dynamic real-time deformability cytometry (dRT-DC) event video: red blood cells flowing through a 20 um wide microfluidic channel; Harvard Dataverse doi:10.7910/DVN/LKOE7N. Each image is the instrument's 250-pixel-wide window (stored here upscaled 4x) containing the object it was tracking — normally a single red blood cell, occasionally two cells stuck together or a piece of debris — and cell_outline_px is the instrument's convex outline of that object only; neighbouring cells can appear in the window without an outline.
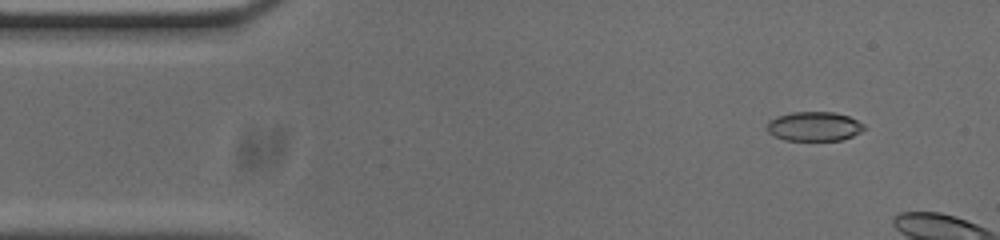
{"species": "common noctule bat (a hibernating species)", "species_latin": "Nyctalus noctula", "temperature_condition": "cold", "stored_images_in_passage": 10, "camera_frame_rate_fps": 3000, "um_per_image_px": 0.085, "animal": {"sex": "male", "body_mass_g": 20.0, "forearm_length_mm": 53.3}, "frame": {"image": 1, "passage_image": 5, "time_ms": 1.333, "image_size_px": [1000, 240], "cell_outline_px": [[864, 128], [860, 132], [852, 136], [840, 140], [784, 140], [768, 132], [764, 128], [768, 120], [776, 116], [792, 112], [836, 112], [848, 116], [864, 124]], "centroid_in_image_um": [69.15, 10.73], "position_along_channel_um": 15.9, "area_um2": 16.65}}